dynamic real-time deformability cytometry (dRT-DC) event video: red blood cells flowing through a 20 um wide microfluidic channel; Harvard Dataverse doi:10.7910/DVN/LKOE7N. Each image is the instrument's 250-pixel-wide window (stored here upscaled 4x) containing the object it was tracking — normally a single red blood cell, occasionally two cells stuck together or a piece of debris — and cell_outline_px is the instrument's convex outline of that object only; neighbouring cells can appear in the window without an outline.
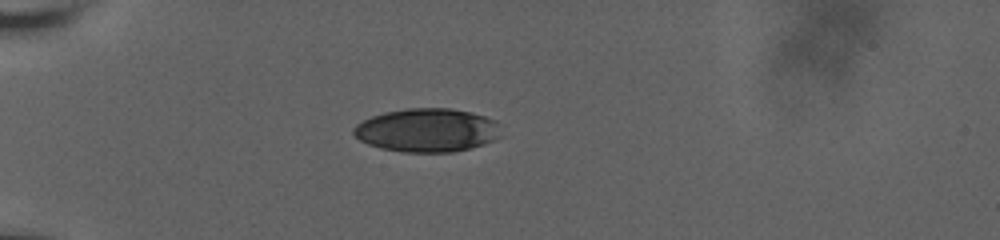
{"species": "human", "species_latin": "Homo sapiens", "temperature_condition": "room temperature", "stored_images_in_passage": 3, "camera_frame_rate_fps": 3000, "um_per_image_px": 0.085, "donor": {"sex": "male"}, "frame": {"image": 1, "passage_image": 1, "time_ms": 0.0, "image_size_px": [1000, 240], "cell_outline_px": [[500, 136], [484, 144], [452, 152], [404, 152], [380, 148], [368, 144], [360, 140], [352, 132], [352, 128], [356, 124], [372, 116], [384, 112], [408, 108], [448, 108], [472, 112], [496, 120]], "centroid_in_image_um": [36.28, 11.06], "position_along_channel_um": 48.7, "area_um2": 37.28}}
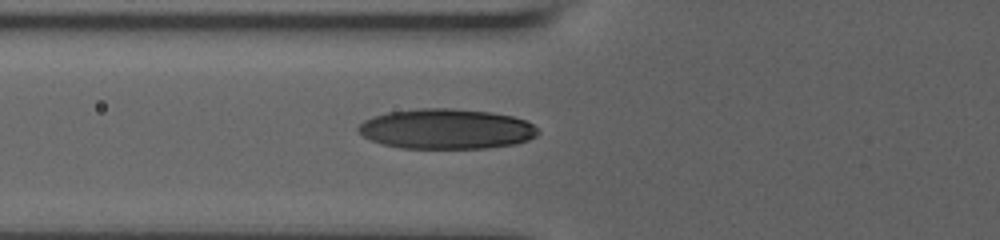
{"frame": {"image": 2, "passage_image": 3, "time_ms": 2.0, "image_size_px": [1000, 240], "cell_outline_px": [[540, 132], [536, 136], [528, 140], [516, 144], [488, 148], [400, 148], [384, 144], [372, 140], [364, 136], [356, 128], [364, 120], [372, 116], [388, 112], [420, 108], [456, 108], [492, 112], [512, 116], [524, 120], [532, 124]], "centroid_in_image_um": [37.95, 10.95], "position_along_channel_um": 87.8, "area_um2": 42.14}}